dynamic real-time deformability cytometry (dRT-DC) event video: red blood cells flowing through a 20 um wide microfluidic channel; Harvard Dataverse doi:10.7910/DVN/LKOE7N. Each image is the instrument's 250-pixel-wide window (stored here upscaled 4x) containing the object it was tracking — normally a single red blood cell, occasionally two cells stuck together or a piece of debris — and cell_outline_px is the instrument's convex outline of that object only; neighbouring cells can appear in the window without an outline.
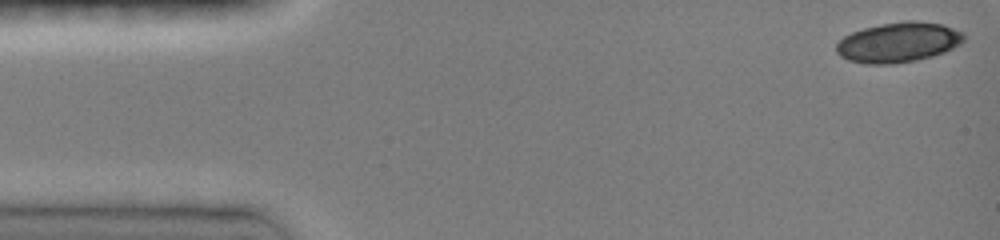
{"species": "common noctule bat (a hibernating species)", "species_latin": "Nyctalus noctula", "temperature_condition": "room temperature", "stored_images_in_passage": 19, "camera_frame_rate_fps": 3000, "um_per_image_px": 0.085, "animal": {"sex": "female", "body_mass_g": 19.0, "forearm_length_mm": 51.5}, "frame": {"image": 1, "passage_image": 1, "time_ms": 0.0, "image_size_px": [1000, 240], "cell_outline_px": [[964, 40], [960, 44], [944, 52], [932, 56], [916, 60], [892, 64], [864, 64], [848, 60], [840, 56], [836, 52], [836, 44], [844, 36], [852, 32], [864, 28], [880, 24], [904, 20], [916, 20], [940, 24], [964, 32]], "centroid_in_image_um": [76.34, 3.59], "position_along_channel_um": 8.7, "area_um2": 29.82}}